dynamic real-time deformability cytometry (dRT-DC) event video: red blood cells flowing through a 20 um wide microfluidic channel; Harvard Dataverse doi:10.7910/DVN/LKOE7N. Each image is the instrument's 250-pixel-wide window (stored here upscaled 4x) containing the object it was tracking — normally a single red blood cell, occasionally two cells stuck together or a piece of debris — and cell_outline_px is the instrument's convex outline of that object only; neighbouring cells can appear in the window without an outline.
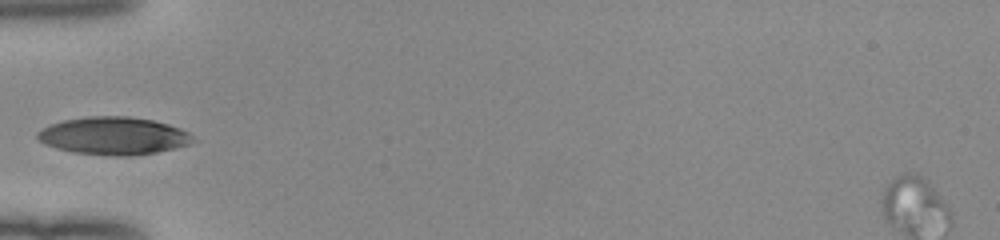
{"species": "human", "species_latin": "Homo sapiens", "temperature_condition": "room temperature", "stored_images_in_passage": 14, "camera_frame_rate_fps": 3000, "um_per_image_px": 0.085, "donor": {"sex": "female"}, "frame": {"image": 1, "passage_image": 1, "time_ms": 0.0, "image_size_px": [1000, 240], "cell_outline_px": [[196, 140], [192, 144], [156, 152], [132, 156], [116, 156], [72, 152], [56, 148], [44, 144], [36, 136], [36, 132], [52, 124], [64, 120], [88, 116], [128, 116], [152, 120], [168, 124], [180, 128], [188, 132]], "centroid_in_image_um": [9.68, 11.55], "position_along_channel_um": 75.3, "area_um2": 34.16}}